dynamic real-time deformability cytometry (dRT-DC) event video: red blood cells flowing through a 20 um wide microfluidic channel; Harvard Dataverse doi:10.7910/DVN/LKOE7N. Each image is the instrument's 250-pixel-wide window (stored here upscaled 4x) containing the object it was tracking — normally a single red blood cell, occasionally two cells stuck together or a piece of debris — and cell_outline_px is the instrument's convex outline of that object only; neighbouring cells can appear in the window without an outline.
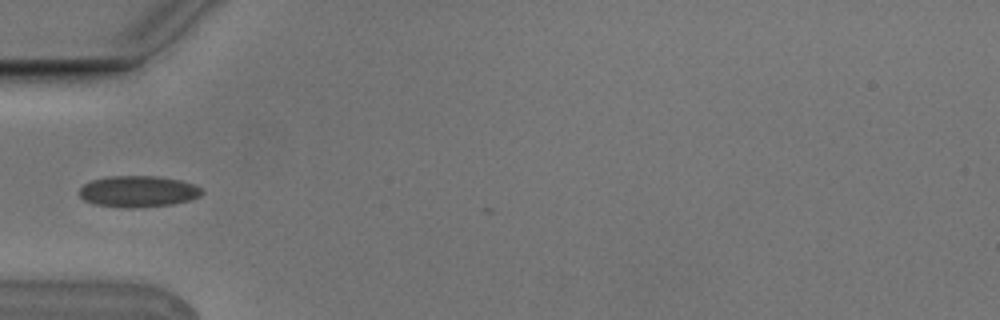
{"species": "Egyptian fruit bat (a non-hibernating species)", "species_latin": "Rousettus aegyptiacus", "temperature_condition": "cold", "stored_images_in_passage": 10, "camera_frame_rate_fps": 3000, "um_per_image_px": 0.085, "animal": {"sex": "male"}, "frame": {"image": 1, "passage_image": 6, "time_ms": 1.667, "image_size_px": [1000, 320], "cell_outline_px": [[204, 192], [200, 196], [188, 200], [172, 204], [140, 208], [120, 208], [92, 204], [84, 200], [80, 196], [80, 188], [84, 184], [92, 180], [108, 176], [156, 176], [180, 180], [192, 184], [200, 188]], "centroid_in_image_um": [11.71, 16.28], "position_along_channel_um": 73.3, "area_um2": 22.48}}
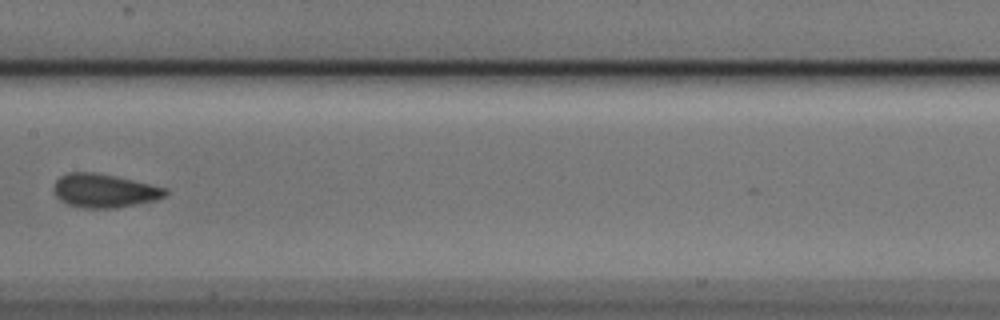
{"frame": {"image": 2, "passage_image": 9, "time_ms": 2.667, "image_size_px": [1000, 320], "cell_outline_px": [[168, 192], [164, 196], [156, 200], [116, 208], [84, 208], [68, 204], [60, 200], [56, 196], [52, 188], [56, 180], [60, 176], [68, 172], [96, 172], [116, 176], [168, 188]], "centroid_in_image_um": [8.85, 16.2], "position_along_channel_um": 198.5, "area_um2": 22.02}}
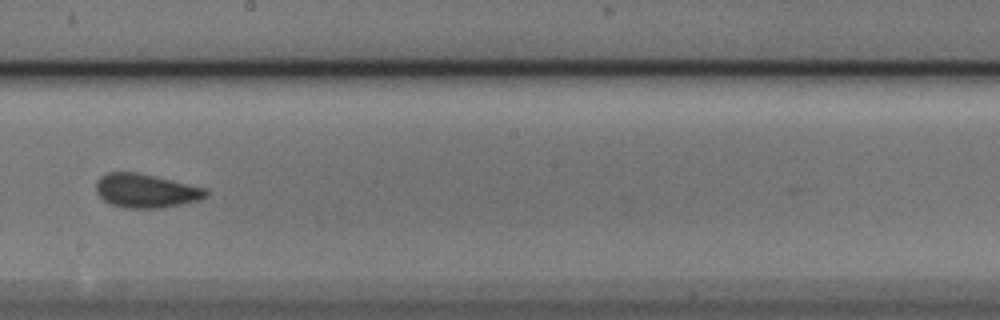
{"frame": {"image": 3, "passage_image": 10, "time_ms": 3.0, "image_size_px": [1000, 320], "cell_outline_px": [[208, 196], [200, 200], [164, 208], [120, 208], [104, 200], [96, 192], [96, 180], [100, 176], [108, 172], [136, 172], [208, 188]], "centroid_in_image_um": [12.42, 16.22], "position_along_channel_um": 235.8, "area_um2": 21.91}}